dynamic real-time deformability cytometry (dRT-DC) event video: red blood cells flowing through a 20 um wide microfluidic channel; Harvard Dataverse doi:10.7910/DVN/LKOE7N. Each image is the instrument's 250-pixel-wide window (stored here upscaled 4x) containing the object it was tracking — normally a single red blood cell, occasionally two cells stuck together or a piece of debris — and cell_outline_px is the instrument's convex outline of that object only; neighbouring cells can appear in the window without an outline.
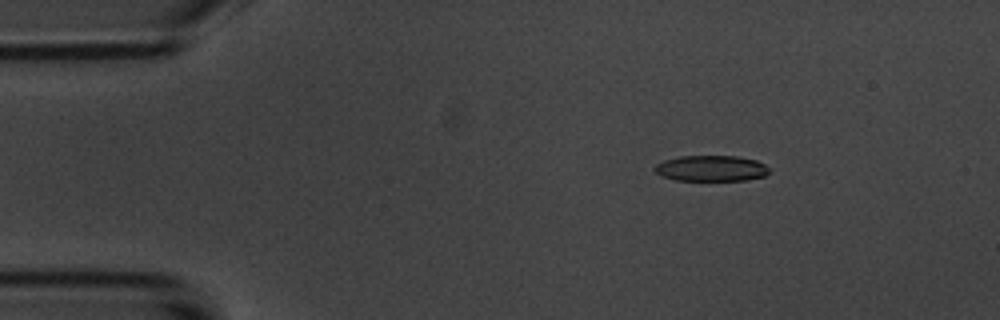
{"species": "common noctule bat (a hibernating species)", "species_latin": "Nyctalus noctula", "temperature_condition": "room temperature", "stored_images_in_passage": 54, "camera_frame_rate_fps": 3000, "um_per_image_px": 0.085, "animal": {"sex": "male", "body_mass_g": 20.1, "forearm_length_mm": 53.5}, "frame": {"image": 1, "passage_image": 8, "time_ms": 2.333, "image_size_px": [1000, 320], "cell_outline_px": [[768, 172], [764, 176], [744, 180], [676, 180], [660, 176], [652, 168], [656, 164], [664, 160], [680, 156], [736, 156], [756, 160], [764, 164], [768, 168]], "centroid_in_image_um": [60.4, 14.31], "position_along_channel_um": 24.6, "area_um2": 17.17}}
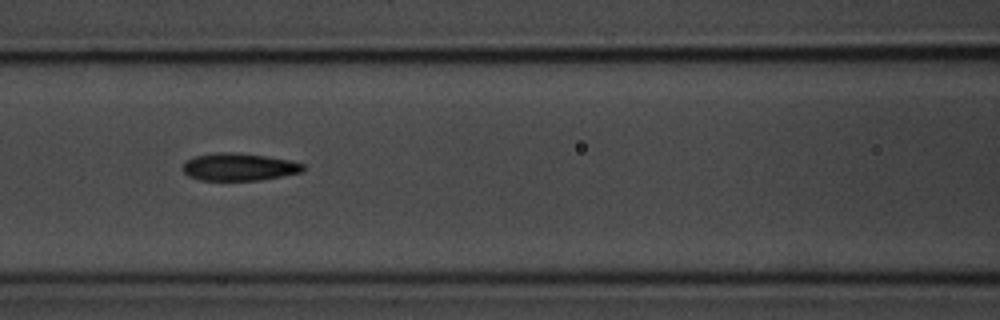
{"frame": {"image": 2, "passage_image": 23, "time_ms": 7.333, "image_size_px": [1000, 320], "cell_outline_px": [[304, 172], [260, 180], [200, 180], [188, 176], [184, 172], [184, 164], [192, 156], [216, 152], [232, 152], [264, 156], [288, 160], [304, 164]], "centroid_in_image_um": [20.31, 14.19], "position_along_channel_um": 146.3, "area_um2": 19.19}}
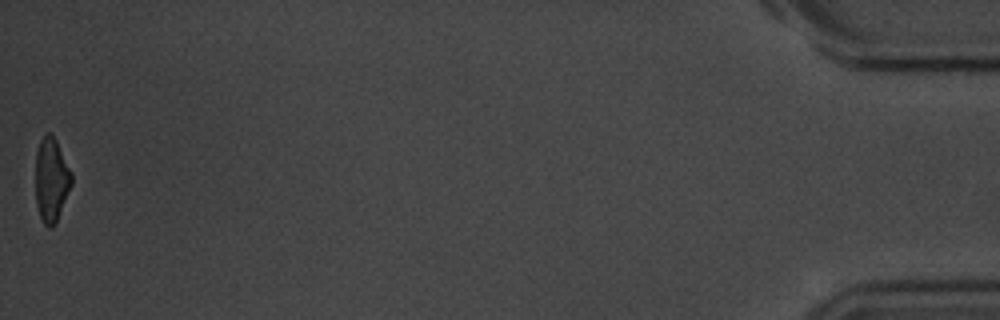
{"frame": {"image": 3, "passage_image": 54, "time_ms": 17.667, "image_size_px": [1000, 320], "cell_outline_px": [[72, 184], [56, 224], [52, 228], [48, 228], [44, 224], [40, 216], [36, 204], [36, 152], [40, 140], [48, 132], [56, 140], [72, 172]], "centroid_in_image_um": [4.37, 15.32], "position_along_channel_um": 430.8, "area_um2": 17.69}, "authors_computed_cell_mechanics": {"area_um2": 18.8717, "velocity_mm_per_s": 3.7124, "shape_relaxation_time_tau1_ms": 4.0841, "shape_relaxation_time_tau2_ms": 3.5623, "deformation_change_tau1": 0.1463, "deformation_change_tau2": 0.1184}}